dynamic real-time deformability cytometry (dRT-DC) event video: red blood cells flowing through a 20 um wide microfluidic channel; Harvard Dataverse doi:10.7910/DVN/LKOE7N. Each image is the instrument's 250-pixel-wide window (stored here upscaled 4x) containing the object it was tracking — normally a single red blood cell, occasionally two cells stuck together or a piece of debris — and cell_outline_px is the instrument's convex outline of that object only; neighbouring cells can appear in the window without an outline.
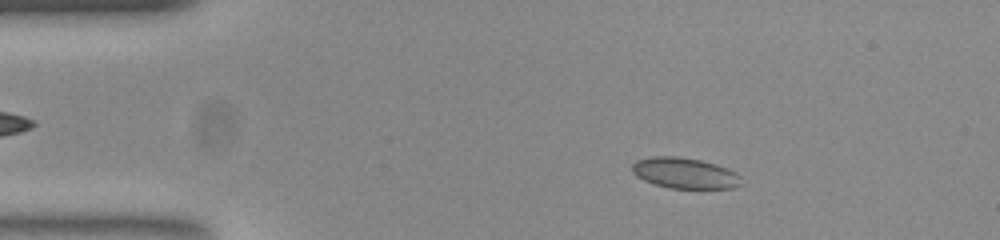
{"species": "common noctule bat (a hibernating species)", "species_latin": "Nyctalus noctula", "temperature_condition": "room temperature", "stored_images_in_passage": 53, "segment_of_instrument_passage": [1, 2], "camera_frame_rate_fps": 3000, "um_per_image_px": 0.085, "animal": {"sex": "female", "body_mass_g": 23.0, "forearm_length_mm": 53.4}, "frame": {"image": 1, "passage_image": 8, "time_ms": 2.333, "image_size_px": [1000, 240], "cell_outline_px": [[740, 184], [732, 188], [668, 188], [644, 180], [636, 176], [632, 172], [632, 164], [636, 160], [652, 156], [676, 156], [700, 160], [716, 164], [736, 172], [740, 176]], "centroid_in_image_um": [58.17, 14.7], "position_along_channel_um": 26.8, "area_um2": 19.48}}
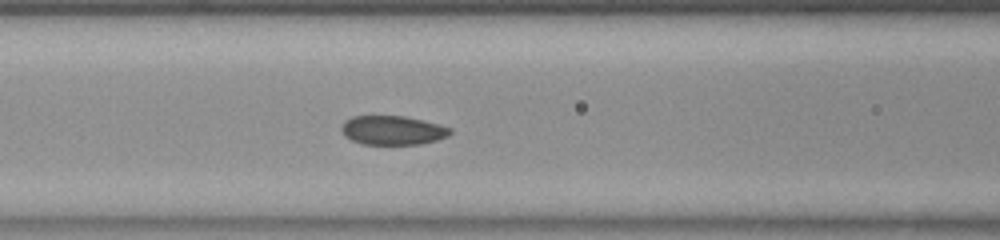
{"frame": {"image": 2, "passage_image": 21, "time_ms": 6.667, "image_size_px": [1000, 240], "cell_outline_px": [[452, 132], [448, 136], [436, 140], [420, 144], [364, 144], [352, 140], [344, 136], [340, 128], [344, 120], [352, 116], [404, 116], [452, 128]], "centroid_in_image_um": [33.33, 11.07], "position_along_channel_um": 133.3, "area_um2": 18.32}}
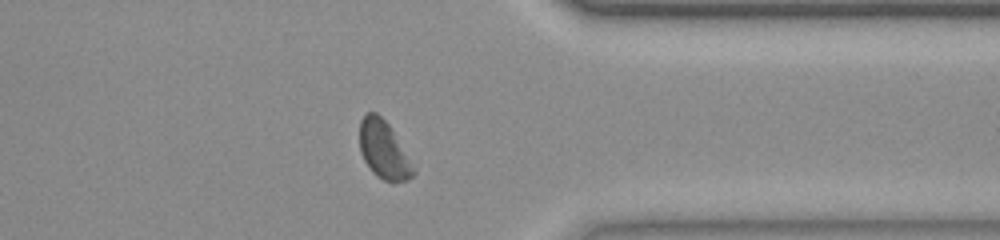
{"frame": {"image": 3, "passage_image": 41, "time_ms": 13.333, "image_size_px": [1000, 240], "cell_outline_px": [[416, 172], [408, 180], [392, 184], [376, 176], [372, 172], [364, 160], [360, 152], [360, 120], [368, 112], [376, 112], [388, 124], [416, 168]], "centroid_in_image_um": [32.63, 12.8], "position_along_channel_um": 378.8, "area_um2": 18.21}}